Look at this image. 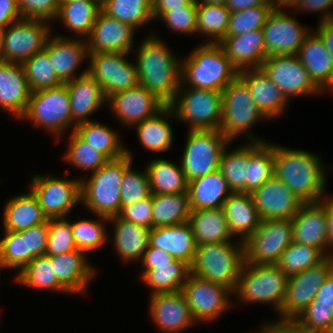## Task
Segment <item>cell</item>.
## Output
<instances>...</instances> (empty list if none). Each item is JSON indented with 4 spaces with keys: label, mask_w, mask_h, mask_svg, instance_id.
I'll use <instances>...</instances> for the list:
<instances>
[{
    "label": "cell",
    "mask_w": 333,
    "mask_h": 333,
    "mask_svg": "<svg viewBox=\"0 0 333 333\" xmlns=\"http://www.w3.org/2000/svg\"><path fill=\"white\" fill-rule=\"evenodd\" d=\"M181 292L197 323L199 321L208 323L218 319L232 305L230 297L233 291L230 288L199 278L192 273L189 274Z\"/></svg>",
    "instance_id": "obj_13"
},
{
    "label": "cell",
    "mask_w": 333,
    "mask_h": 333,
    "mask_svg": "<svg viewBox=\"0 0 333 333\" xmlns=\"http://www.w3.org/2000/svg\"><path fill=\"white\" fill-rule=\"evenodd\" d=\"M324 258L317 248L293 241L282 253L276 265L289 278L315 266Z\"/></svg>",
    "instance_id": "obj_51"
},
{
    "label": "cell",
    "mask_w": 333,
    "mask_h": 333,
    "mask_svg": "<svg viewBox=\"0 0 333 333\" xmlns=\"http://www.w3.org/2000/svg\"><path fill=\"white\" fill-rule=\"evenodd\" d=\"M190 273V266L186 262L175 259L170 265L157 266L149 270L141 280L152 290L150 295L178 292Z\"/></svg>",
    "instance_id": "obj_42"
},
{
    "label": "cell",
    "mask_w": 333,
    "mask_h": 333,
    "mask_svg": "<svg viewBox=\"0 0 333 333\" xmlns=\"http://www.w3.org/2000/svg\"><path fill=\"white\" fill-rule=\"evenodd\" d=\"M232 237H239L243 243L253 234L260 224V216L251 194L233 192L222 207Z\"/></svg>",
    "instance_id": "obj_32"
},
{
    "label": "cell",
    "mask_w": 333,
    "mask_h": 333,
    "mask_svg": "<svg viewBox=\"0 0 333 333\" xmlns=\"http://www.w3.org/2000/svg\"><path fill=\"white\" fill-rule=\"evenodd\" d=\"M120 219L152 229V194L137 203L121 207Z\"/></svg>",
    "instance_id": "obj_59"
},
{
    "label": "cell",
    "mask_w": 333,
    "mask_h": 333,
    "mask_svg": "<svg viewBox=\"0 0 333 333\" xmlns=\"http://www.w3.org/2000/svg\"><path fill=\"white\" fill-rule=\"evenodd\" d=\"M30 93L22 64L0 61V108L21 118L27 109Z\"/></svg>",
    "instance_id": "obj_27"
},
{
    "label": "cell",
    "mask_w": 333,
    "mask_h": 333,
    "mask_svg": "<svg viewBox=\"0 0 333 333\" xmlns=\"http://www.w3.org/2000/svg\"><path fill=\"white\" fill-rule=\"evenodd\" d=\"M151 194L188 193V181L180 166L167 159L155 158L146 166Z\"/></svg>",
    "instance_id": "obj_38"
},
{
    "label": "cell",
    "mask_w": 333,
    "mask_h": 333,
    "mask_svg": "<svg viewBox=\"0 0 333 333\" xmlns=\"http://www.w3.org/2000/svg\"><path fill=\"white\" fill-rule=\"evenodd\" d=\"M230 11L237 12L256 6H272L268 0H227L225 5Z\"/></svg>",
    "instance_id": "obj_67"
},
{
    "label": "cell",
    "mask_w": 333,
    "mask_h": 333,
    "mask_svg": "<svg viewBox=\"0 0 333 333\" xmlns=\"http://www.w3.org/2000/svg\"><path fill=\"white\" fill-rule=\"evenodd\" d=\"M231 11L225 5H197L196 34L208 36L206 43H220L225 37Z\"/></svg>",
    "instance_id": "obj_47"
},
{
    "label": "cell",
    "mask_w": 333,
    "mask_h": 333,
    "mask_svg": "<svg viewBox=\"0 0 333 333\" xmlns=\"http://www.w3.org/2000/svg\"><path fill=\"white\" fill-rule=\"evenodd\" d=\"M149 246L169 253L174 259L193 263L197 244L188 222L171 226L153 227L149 234Z\"/></svg>",
    "instance_id": "obj_30"
},
{
    "label": "cell",
    "mask_w": 333,
    "mask_h": 333,
    "mask_svg": "<svg viewBox=\"0 0 333 333\" xmlns=\"http://www.w3.org/2000/svg\"><path fill=\"white\" fill-rule=\"evenodd\" d=\"M263 119L268 120L258 109L247 84L237 76L222 91V120L219 131L231 143L241 135L247 136V142H264L266 140L256 138L249 130Z\"/></svg>",
    "instance_id": "obj_6"
},
{
    "label": "cell",
    "mask_w": 333,
    "mask_h": 333,
    "mask_svg": "<svg viewBox=\"0 0 333 333\" xmlns=\"http://www.w3.org/2000/svg\"><path fill=\"white\" fill-rule=\"evenodd\" d=\"M292 224L294 242L317 248L325 257L333 256V252L328 251L331 246L328 239L326 209L321 202L304 203L292 218Z\"/></svg>",
    "instance_id": "obj_23"
},
{
    "label": "cell",
    "mask_w": 333,
    "mask_h": 333,
    "mask_svg": "<svg viewBox=\"0 0 333 333\" xmlns=\"http://www.w3.org/2000/svg\"><path fill=\"white\" fill-rule=\"evenodd\" d=\"M187 192L191 210L222 208L233 193L219 169L188 181Z\"/></svg>",
    "instance_id": "obj_33"
},
{
    "label": "cell",
    "mask_w": 333,
    "mask_h": 333,
    "mask_svg": "<svg viewBox=\"0 0 333 333\" xmlns=\"http://www.w3.org/2000/svg\"><path fill=\"white\" fill-rule=\"evenodd\" d=\"M169 107L178 122L189 123V130H219L221 126V91L180 87Z\"/></svg>",
    "instance_id": "obj_9"
},
{
    "label": "cell",
    "mask_w": 333,
    "mask_h": 333,
    "mask_svg": "<svg viewBox=\"0 0 333 333\" xmlns=\"http://www.w3.org/2000/svg\"><path fill=\"white\" fill-rule=\"evenodd\" d=\"M149 314L163 333H180L196 324L181 291L150 295Z\"/></svg>",
    "instance_id": "obj_22"
},
{
    "label": "cell",
    "mask_w": 333,
    "mask_h": 333,
    "mask_svg": "<svg viewBox=\"0 0 333 333\" xmlns=\"http://www.w3.org/2000/svg\"><path fill=\"white\" fill-rule=\"evenodd\" d=\"M261 68L270 80L283 92L289 102L290 98L320 94L323 91L313 82L309 72L297 55L268 56Z\"/></svg>",
    "instance_id": "obj_17"
},
{
    "label": "cell",
    "mask_w": 333,
    "mask_h": 333,
    "mask_svg": "<svg viewBox=\"0 0 333 333\" xmlns=\"http://www.w3.org/2000/svg\"><path fill=\"white\" fill-rule=\"evenodd\" d=\"M57 178L51 175L31 177L30 190L36 196L42 213L47 220L66 218L75 206L81 202V180Z\"/></svg>",
    "instance_id": "obj_11"
},
{
    "label": "cell",
    "mask_w": 333,
    "mask_h": 333,
    "mask_svg": "<svg viewBox=\"0 0 333 333\" xmlns=\"http://www.w3.org/2000/svg\"><path fill=\"white\" fill-rule=\"evenodd\" d=\"M49 23L22 18L3 29V61L22 64L43 50L52 35Z\"/></svg>",
    "instance_id": "obj_15"
},
{
    "label": "cell",
    "mask_w": 333,
    "mask_h": 333,
    "mask_svg": "<svg viewBox=\"0 0 333 333\" xmlns=\"http://www.w3.org/2000/svg\"><path fill=\"white\" fill-rule=\"evenodd\" d=\"M75 132L109 160L120 158L126 154V148L121 143L119 132L99 121L80 123L76 125Z\"/></svg>",
    "instance_id": "obj_40"
},
{
    "label": "cell",
    "mask_w": 333,
    "mask_h": 333,
    "mask_svg": "<svg viewBox=\"0 0 333 333\" xmlns=\"http://www.w3.org/2000/svg\"><path fill=\"white\" fill-rule=\"evenodd\" d=\"M182 59L180 87L222 92L239 73L219 43L200 44Z\"/></svg>",
    "instance_id": "obj_3"
},
{
    "label": "cell",
    "mask_w": 333,
    "mask_h": 333,
    "mask_svg": "<svg viewBox=\"0 0 333 333\" xmlns=\"http://www.w3.org/2000/svg\"><path fill=\"white\" fill-rule=\"evenodd\" d=\"M49 220L25 230L27 244V264L46 253Z\"/></svg>",
    "instance_id": "obj_60"
},
{
    "label": "cell",
    "mask_w": 333,
    "mask_h": 333,
    "mask_svg": "<svg viewBox=\"0 0 333 333\" xmlns=\"http://www.w3.org/2000/svg\"><path fill=\"white\" fill-rule=\"evenodd\" d=\"M101 9L94 3L82 1H60L58 21L74 37L86 40L91 34L98 12Z\"/></svg>",
    "instance_id": "obj_41"
},
{
    "label": "cell",
    "mask_w": 333,
    "mask_h": 333,
    "mask_svg": "<svg viewBox=\"0 0 333 333\" xmlns=\"http://www.w3.org/2000/svg\"><path fill=\"white\" fill-rule=\"evenodd\" d=\"M190 212L188 193L152 194V228L186 223Z\"/></svg>",
    "instance_id": "obj_39"
},
{
    "label": "cell",
    "mask_w": 333,
    "mask_h": 333,
    "mask_svg": "<svg viewBox=\"0 0 333 333\" xmlns=\"http://www.w3.org/2000/svg\"><path fill=\"white\" fill-rule=\"evenodd\" d=\"M116 120L129 127L155 116L165 105L142 85L117 92L107 98Z\"/></svg>",
    "instance_id": "obj_19"
},
{
    "label": "cell",
    "mask_w": 333,
    "mask_h": 333,
    "mask_svg": "<svg viewBox=\"0 0 333 333\" xmlns=\"http://www.w3.org/2000/svg\"><path fill=\"white\" fill-rule=\"evenodd\" d=\"M113 223V248L123 262L141 260L149 246L151 229L120 219L118 216L109 218Z\"/></svg>",
    "instance_id": "obj_34"
},
{
    "label": "cell",
    "mask_w": 333,
    "mask_h": 333,
    "mask_svg": "<svg viewBox=\"0 0 333 333\" xmlns=\"http://www.w3.org/2000/svg\"><path fill=\"white\" fill-rule=\"evenodd\" d=\"M135 31L131 25L120 22L100 10L91 34L86 39L88 52L131 53L134 49Z\"/></svg>",
    "instance_id": "obj_21"
},
{
    "label": "cell",
    "mask_w": 333,
    "mask_h": 333,
    "mask_svg": "<svg viewBox=\"0 0 333 333\" xmlns=\"http://www.w3.org/2000/svg\"><path fill=\"white\" fill-rule=\"evenodd\" d=\"M60 1H82V2L94 3L100 9H102L103 3H104V0H60Z\"/></svg>",
    "instance_id": "obj_72"
},
{
    "label": "cell",
    "mask_w": 333,
    "mask_h": 333,
    "mask_svg": "<svg viewBox=\"0 0 333 333\" xmlns=\"http://www.w3.org/2000/svg\"><path fill=\"white\" fill-rule=\"evenodd\" d=\"M75 250L77 247L73 239L71 220L69 221L68 217L49 220L45 255H60Z\"/></svg>",
    "instance_id": "obj_56"
},
{
    "label": "cell",
    "mask_w": 333,
    "mask_h": 333,
    "mask_svg": "<svg viewBox=\"0 0 333 333\" xmlns=\"http://www.w3.org/2000/svg\"><path fill=\"white\" fill-rule=\"evenodd\" d=\"M326 209V218H327V230H328V239L329 245L333 247V197H324L320 201ZM333 249V248H332ZM333 251V250H332Z\"/></svg>",
    "instance_id": "obj_69"
},
{
    "label": "cell",
    "mask_w": 333,
    "mask_h": 333,
    "mask_svg": "<svg viewBox=\"0 0 333 333\" xmlns=\"http://www.w3.org/2000/svg\"><path fill=\"white\" fill-rule=\"evenodd\" d=\"M97 219H81L71 222L73 239L77 249L86 253L93 252L106 244L108 240L106 222L108 217L95 215ZM98 216V217H97Z\"/></svg>",
    "instance_id": "obj_50"
},
{
    "label": "cell",
    "mask_w": 333,
    "mask_h": 333,
    "mask_svg": "<svg viewBox=\"0 0 333 333\" xmlns=\"http://www.w3.org/2000/svg\"><path fill=\"white\" fill-rule=\"evenodd\" d=\"M258 333H306L294 320H276L265 323Z\"/></svg>",
    "instance_id": "obj_64"
},
{
    "label": "cell",
    "mask_w": 333,
    "mask_h": 333,
    "mask_svg": "<svg viewBox=\"0 0 333 333\" xmlns=\"http://www.w3.org/2000/svg\"><path fill=\"white\" fill-rule=\"evenodd\" d=\"M47 221L36 196L29 189L27 193L15 195L6 202L2 228L4 231H24Z\"/></svg>",
    "instance_id": "obj_35"
},
{
    "label": "cell",
    "mask_w": 333,
    "mask_h": 333,
    "mask_svg": "<svg viewBox=\"0 0 333 333\" xmlns=\"http://www.w3.org/2000/svg\"><path fill=\"white\" fill-rule=\"evenodd\" d=\"M287 9H273L262 28L267 56L296 55L311 33Z\"/></svg>",
    "instance_id": "obj_18"
},
{
    "label": "cell",
    "mask_w": 333,
    "mask_h": 333,
    "mask_svg": "<svg viewBox=\"0 0 333 333\" xmlns=\"http://www.w3.org/2000/svg\"><path fill=\"white\" fill-rule=\"evenodd\" d=\"M20 119L28 120L33 125L44 128L48 134L50 132L54 138L58 139L68 130V127H72L71 132L75 131L76 124L72 121L66 83L49 89L32 91L27 109Z\"/></svg>",
    "instance_id": "obj_8"
},
{
    "label": "cell",
    "mask_w": 333,
    "mask_h": 333,
    "mask_svg": "<svg viewBox=\"0 0 333 333\" xmlns=\"http://www.w3.org/2000/svg\"><path fill=\"white\" fill-rule=\"evenodd\" d=\"M193 0H153V19L156 20L166 11L183 8Z\"/></svg>",
    "instance_id": "obj_65"
},
{
    "label": "cell",
    "mask_w": 333,
    "mask_h": 333,
    "mask_svg": "<svg viewBox=\"0 0 333 333\" xmlns=\"http://www.w3.org/2000/svg\"><path fill=\"white\" fill-rule=\"evenodd\" d=\"M151 195L147 171H138L132 164L124 171L121 181V207L129 206Z\"/></svg>",
    "instance_id": "obj_55"
},
{
    "label": "cell",
    "mask_w": 333,
    "mask_h": 333,
    "mask_svg": "<svg viewBox=\"0 0 333 333\" xmlns=\"http://www.w3.org/2000/svg\"><path fill=\"white\" fill-rule=\"evenodd\" d=\"M3 268H5L4 267V265H3V263H2V260H1V257H0V273H1V269L3 270ZM1 275V274H0Z\"/></svg>",
    "instance_id": "obj_74"
},
{
    "label": "cell",
    "mask_w": 333,
    "mask_h": 333,
    "mask_svg": "<svg viewBox=\"0 0 333 333\" xmlns=\"http://www.w3.org/2000/svg\"><path fill=\"white\" fill-rule=\"evenodd\" d=\"M228 147L229 144L221 155L219 170L233 192L247 193V167L250 162V142H246L244 146H240L241 148L238 147L231 151L227 150Z\"/></svg>",
    "instance_id": "obj_45"
},
{
    "label": "cell",
    "mask_w": 333,
    "mask_h": 333,
    "mask_svg": "<svg viewBox=\"0 0 333 333\" xmlns=\"http://www.w3.org/2000/svg\"><path fill=\"white\" fill-rule=\"evenodd\" d=\"M0 61H3V29H0Z\"/></svg>",
    "instance_id": "obj_73"
},
{
    "label": "cell",
    "mask_w": 333,
    "mask_h": 333,
    "mask_svg": "<svg viewBox=\"0 0 333 333\" xmlns=\"http://www.w3.org/2000/svg\"><path fill=\"white\" fill-rule=\"evenodd\" d=\"M68 148L63 161L71 166L87 172L99 170L109 159L85 142L75 131L69 132Z\"/></svg>",
    "instance_id": "obj_48"
},
{
    "label": "cell",
    "mask_w": 333,
    "mask_h": 333,
    "mask_svg": "<svg viewBox=\"0 0 333 333\" xmlns=\"http://www.w3.org/2000/svg\"><path fill=\"white\" fill-rule=\"evenodd\" d=\"M22 19L17 0H0V29Z\"/></svg>",
    "instance_id": "obj_63"
},
{
    "label": "cell",
    "mask_w": 333,
    "mask_h": 333,
    "mask_svg": "<svg viewBox=\"0 0 333 333\" xmlns=\"http://www.w3.org/2000/svg\"><path fill=\"white\" fill-rule=\"evenodd\" d=\"M273 10L272 6H256L242 11L232 12L226 37L237 36L248 31L262 29Z\"/></svg>",
    "instance_id": "obj_54"
},
{
    "label": "cell",
    "mask_w": 333,
    "mask_h": 333,
    "mask_svg": "<svg viewBox=\"0 0 333 333\" xmlns=\"http://www.w3.org/2000/svg\"><path fill=\"white\" fill-rule=\"evenodd\" d=\"M14 278L17 284L29 288L69 293L55 277L51 258L47 255L34 258Z\"/></svg>",
    "instance_id": "obj_46"
},
{
    "label": "cell",
    "mask_w": 333,
    "mask_h": 333,
    "mask_svg": "<svg viewBox=\"0 0 333 333\" xmlns=\"http://www.w3.org/2000/svg\"><path fill=\"white\" fill-rule=\"evenodd\" d=\"M317 28L314 32L322 39L333 63V20L319 22Z\"/></svg>",
    "instance_id": "obj_66"
},
{
    "label": "cell",
    "mask_w": 333,
    "mask_h": 333,
    "mask_svg": "<svg viewBox=\"0 0 333 333\" xmlns=\"http://www.w3.org/2000/svg\"><path fill=\"white\" fill-rule=\"evenodd\" d=\"M219 44L238 71L261 68L268 57L262 29L225 37Z\"/></svg>",
    "instance_id": "obj_29"
},
{
    "label": "cell",
    "mask_w": 333,
    "mask_h": 333,
    "mask_svg": "<svg viewBox=\"0 0 333 333\" xmlns=\"http://www.w3.org/2000/svg\"><path fill=\"white\" fill-rule=\"evenodd\" d=\"M176 119L169 106H165L155 116L136 124L139 143L149 152L161 153L171 149L174 133L168 118Z\"/></svg>",
    "instance_id": "obj_36"
},
{
    "label": "cell",
    "mask_w": 333,
    "mask_h": 333,
    "mask_svg": "<svg viewBox=\"0 0 333 333\" xmlns=\"http://www.w3.org/2000/svg\"><path fill=\"white\" fill-rule=\"evenodd\" d=\"M30 91H38L60 86L63 82L57 77L49 53L44 48L22 63Z\"/></svg>",
    "instance_id": "obj_49"
},
{
    "label": "cell",
    "mask_w": 333,
    "mask_h": 333,
    "mask_svg": "<svg viewBox=\"0 0 333 333\" xmlns=\"http://www.w3.org/2000/svg\"><path fill=\"white\" fill-rule=\"evenodd\" d=\"M188 223L197 245L236 241L232 240L222 208L191 210Z\"/></svg>",
    "instance_id": "obj_37"
},
{
    "label": "cell",
    "mask_w": 333,
    "mask_h": 333,
    "mask_svg": "<svg viewBox=\"0 0 333 333\" xmlns=\"http://www.w3.org/2000/svg\"><path fill=\"white\" fill-rule=\"evenodd\" d=\"M197 5L193 0L183 8L172 9L164 12L159 19L166 23L167 28L178 34H194L197 30Z\"/></svg>",
    "instance_id": "obj_57"
},
{
    "label": "cell",
    "mask_w": 333,
    "mask_h": 333,
    "mask_svg": "<svg viewBox=\"0 0 333 333\" xmlns=\"http://www.w3.org/2000/svg\"><path fill=\"white\" fill-rule=\"evenodd\" d=\"M58 282L72 295L87 293L88 285L96 276V269L82 250L49 256ZM87 259V260H86Z\"/></svg>",
    "instance_id": "obj_24"
},
{
    "label": "cell",
    "mask_w": 333,
    "mask_h": 333,
    "mask_svg": "<svg viewBox=\"0 0 333 333\" xmlns=\"http://www.w3.org/2000/svg\"><path fill=\"white\" fill-rule=\"evenodd\" d=\"M197 3L201 4H217L226 5L227 0H195Z\"/></svg>",
    "instance_id": "obj_71"
},
{
    "label": "cell",
    "mask_w": 333,
    "mask_h": 333,
    "mask_svg": "<svg viewBox=\"0 0 333 333\" xmlns=\"http://www.w3.org/2000/svg\"><path fill=\"white\" fill-rule=\"evenodd\" d=\"M101 10L136 30L154 21L153 0H104Z\"/></svg>",
    "instance_id": "obj_43"
},
{
    "label": "cell",
    "mask_w": 333,
    "mask_h": 333,
    "mask_svg": "<svg viewBox=\"0 0 333 333\" xmlns=\"http://www.w3.org/2000/svg\"><path fill=\"white\" fill-rule=\"evenodd\" d=\"M333 270V256L288 278L286 296L279 311V320H295L316 297L321 284Z\"/></svg>",
    "instance_id": "obj_16"
},
{
    "label": "cell",
    "mask_w": 333,
    "mask_h": 333,
    "mask_svg": "<svg viewBox=\"0 0 333 333\" xmlns=\"http://www.w3.org/2000/svg\"><path fill=\"white\" fill-rule=\"evenodd\" d=\"M314 299H318V302L333 303V270L320 285Z\"/></svg>",
    "instance_id": "obj_68"
},
{
    "label": "cell",
    "mask_w": 333,
    "mask_h": 333,
    "mask_svg": "<svg viewBox=\"0 0 333 333\" xmlns=\"http://www.w3.org/2000/svg\"><path fill=\"white\" fill-rule=\"evenodd\" d=\"M327 333H333V322H332V325H331V327H330V329Z\"/></svg>",
    "instance_id": "obj_75"
},
{
    "label": "cell",
    "mask_w": 333,
    "mask_h": 333,
    "mask_svg": "<svg viewBox=\"0 0 333 333\" xmlns=\"http://www.w3.org/2000/svg\"><path fill=\"white\" fill-rule=\"evenodd\" d=\"M149 35L136 49L138 81L165 106H169L181 86V57L177 59L157 34L153 32Z\"/></svg>",
    "instance_id": "obj_1"
},
{
    "label": "cell",
    "mask_w": 333,
    "mask_h": 333,
    "mask_svg": "<svg viewBox=\"0 0 333 333\" xmlns=\"http://www.w3.org/2000/svg\"><path fill=\"white\" fill-rule=\"evenodd\" d=\"M181 167L187 181L219 169L221 155L231 142L219 130H189Z\"/></svg>",
    "instance_id": "obj_10"
},
{
    "label": "cell",
    "mask_w": 333,
    "mask_h": 333,
    "mask_svg": "<svg viewBox=\"0 0 333 333\" xmlns=\"http://www.w3.org/2000/svg\"><path fill=\"white\" fill-rule=\"evenodd\" d=\"M238 76L247 84L258 109L268 120L284 115L289 101L262 68L244 69Z\"/></svg>",
    "instance_id": "obj_28"
},
{
    "label": "cell",
    "mask_w": 333,
    "mask_h": 333,
    "mask_svg": "<svg viewBox=\"0 0 333 333\" xmlns=\"http://www.w3.org/2000/svg\"><path fill=\"white\" fill-rule=\"evenodd\" d=\"M260 219H292L304 204L280 179L273 175L251 193Z\"/></svg>",
    "instance_id": "obj_20"
},
{
    "label": "cell",
    "mask_w": 333,
    "mask_h": 333,
    "mask_svg": "<svg viewBox=\"0 0 333 333\" xmlns=\"http://www.w3.org/2000/svg\"><path fill=\"white\" fill-rule=\"evenodd\" d=\"M72 121L78 125L83 122L92 121L89 117L94 114L107 99L103 94L101 86L88 73L85 68L78 77L66 82Z\"/></svg>",
    "instance_id": "obj_26"
},
{
    "label": "cell",
    "mask_w": 333,
    "mask_h": 333,
    "mask_svg": "<svg viewBox=\"0 0 333 333\" xmlns=\"http://www.w3.org/2000/svg\"><path fill=\"white\" fill-rule=\"evenodd\" d=\"M313 82L325 93L333 92V63L322 39L313 31L296 54Z\"/></svg>",
    "instance_id": "obj_31"
},
{
    "label": "cell",
    "mask_w": 333,
    "mask_h": 333,
    "mask_svg": "<svg viewBox=\"0 0 333 333\" xmlns=\"http://www.w3.org/2000/svg\"><path fill=\"white\" fill-rule=\"evenodd\" d=\"M132 152L109 160L88 179L81 177V204L95 215L117 216L121 210V181L124 171L132 164ZM83 178V179H82Z\"/></svg>",
    "instance_id": "obj_4"
},
{
    "label": "cell",
    "mask_w": 333,
    "mask_h": 333,
    "mask_svg": "<svg viewBox=\"0 0 333 333\" xmlns=\"http://www.w3.org/2000/svg\"><path fill=\"white\" fill-rule=\"evenodd\" d=\"M288 277L276 264H244L233 292L242 303H272L279 313L286 296Z\"/></svg>",
    "instance_id": "obj_7"
},
{
    "label": "cell",
    "mask_w": 333,
    "mask_h": 333,
    "mask_svg": "<svg viewBox=\"0 0 333 333\" xmlns=\"http://www.w3.org/2000/svg\"><path fill=\"white\" fill-rule=\"evenodd\" d=\"M131 53H89L88 73L101 86L106 99L139 84L136 64L128 60Z\"/></svg>",
    "instance_id": "obj_14"
},
{
    "label": "cell",
    "mask_w": 333,
    "mask_h": 333,
    "mask_svg": "<svg viewBox=\"0 0 333 333\" xmlns=\"http://www.w3.org/2000/svg\"><path fill=\"white\" fill-rule=\"evenodd\" d=\"M268 2L272 5L273 9H287L290 11L294 8L298 0H268Z\"/></svg>",
    "instance_id": "obj_70"
},
{
    "label": "cell",
    "mask_w": 333,
    "mask_h": 333,
    "mask_svg": "<svg viewBox=\"0 0 333 333\" xmlns=\"http://www.w3.org/2000/svg\"><path fill=\"white\" fill-rule=\"evenodd\" d=\"M321 161L313 152L274 144V175L303 203L326 197L327 171Z\"/></svg>",
    "instance_id": "obj_2"
},
{
    "label": "cell",
    "mask_w": 333,
    "mask_h": 333,
    "mask_svg": "<svg viewBox=\"0 0 333 333\" xmlns=\"http://www.w3.org/2000/svg\"><path fill=\"white\" fill-rule=\"evenodd\" d=\"M274 175V144L250 142V162L247 167V193L260 188Z\"/></svg>",
    "instance_id": "obj_44"
},
{
    "label": "cell",
    "mask_w": 333,
    "mask_h": 333,
    "mask_svg": "<svg viewBox=\"0 0 333 333\" xmlns=\"http://www.w3.org/2000/svg\"><path fill=\"white\" fill-rule=\"evenodd\" d=\"M294 321L306 333H327L333 322V303L313 299Z\"/></svg>",
    "instance_id": "obj_53"
},
{
    "label": "cell",
    "mask_w": 333,
    "mask_h": 333,
    "mask_svg": "<svg viewBox=\"0 0 333 333\" xmlns=\"http://www.w3.org/2000/svg\"><path fill=\"white\" fill-rule=\"evenodd\" d=\"M0 239V257L5 269H17V274L27 265V244L24 231H3Z\"/></svg>",
    "instance_id": "obj_52"
},
{
    "label": "cell",
    "mask_w": 333,
    "mask_h": 333,
    "mask_svg": "<svg viewBox=\"0 0 333 333\" xmlns=\"http://www.w3.org/2000/svg\"><path fill=\"white\" fill-rule=\"evenodd\" d=\"M333 0H298L296 5L291 11L297 12H320L321 18L320 22L333 20Z\"/></svg>",
    "instance_id": "obj_61"
},
{
    "label": "cell",
    "mask_w": 333,
    "mask_h": 333,
    "mask_svg": "<svg viewBox=\"0 0 333 333\" xmlns=\"http://www.w3.org/2000/svg\"><path fill=\"white\" fill-rule=\"evenodd\" d=\"M175 259L166 251L156 247L148 246L140 260L143 271L140 274L142 278L149 270L157 268V266L170 265Z\"/></svg>",
    "instance_id": "obj_62"
},
{
    "label": "cell",
    "mask_w": 333,
    "mask_h": 333,
    "mask_svg": "<svg viewBox=\"0 0 333 333\" xmlns=\"http://www.w3.org/2000/svg\"><path fill=\"white\" fill-rule=\"evenodd\" d=\"M22 18L54 21L60 9V0H18Z\"/></svg>",
    "instance_id": "obj_58"
},
{
    "label": "cell",
    "mask_w": 333,
    "mask_h": 333,
    "mask_svg": "<svg viewBox=\"0 0 333 333\" xmlns=\"http://www.w3.org/2000/svg\"><path fill=\"white\" fill-rule=\"evenodd\" d=\"M245 262L242 241L204 243L197 245L190 272L199 278L222 284L234 292Z\"/></svg>",
    "instance_id": "obj_5"
},
{
    "label": "cell",
    "mask_w": 333,
    "mask_h": 333,
    "mask_svg": "<svg viewBox=\"0 0 333 333\" xmlns=\"http://www.w3.org/2000/svg\"><path fill=\"white\" fill-rule=\"evenodd\" d=\"M292 219H263L244 242L246 263L277 264L282 253L293 242Z\"/></svg>",
    "instance_id": "obj_12"
},
{
    "label": "cell",
    "mask_w": 333,
    "mask_h": 333,
    "mask_svg": "<svg viewBox=\"0 0 333 333\" xmlns=\"http://www.w3.org/2000/svg\"><path fill=\"white\" fill-rule=\"evenodd\" d=\"M63 36H50L45 49L57 77L66 83L78 77L75 76L76 70L89 58V52L86 40Z\"/></svg>",
    "instance_id": "obj_25"
}]
</instances>
